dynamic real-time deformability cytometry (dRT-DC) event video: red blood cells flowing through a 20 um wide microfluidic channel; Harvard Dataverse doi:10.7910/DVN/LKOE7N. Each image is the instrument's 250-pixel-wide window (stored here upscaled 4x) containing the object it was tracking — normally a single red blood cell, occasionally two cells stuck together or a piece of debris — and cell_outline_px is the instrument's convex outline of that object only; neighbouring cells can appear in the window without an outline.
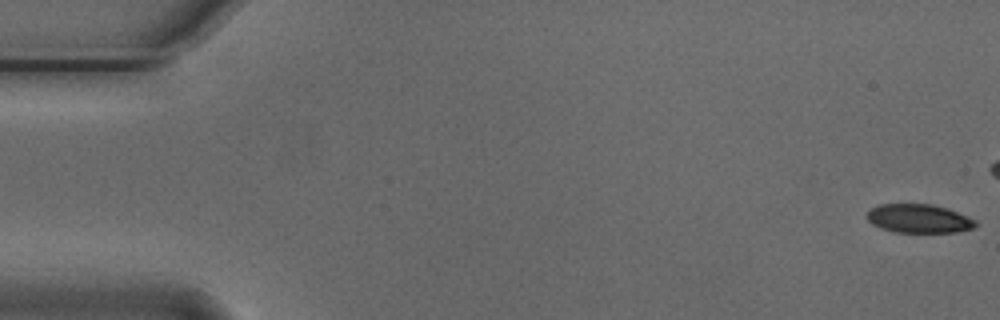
{"species": "Egyptian fruit bat (a non-hibernating species)", "species_latin": "Rousettus aegyptiacus", "temperature_condition": "cold", "stored_images_in_passage": 45, "camera_frame_rate_fps": 3000, "um_per_image_px": 0.085, "animal": {"sex": "male"}, "frame": {"image": 1, "passage_image": 1, "time_ms": 0.0, "image_size_px": [1000, 320], "cell_outline_px": [[976, 224], [972, 228], [956, 232], [892, 232], [880, 228], [872, 224], [868, 220], [868, 212], [872, 208], [880, 204], [932, 204], [956, 212], [976, 220]], "centroid_in_image_um": [78.07, 18.58], "position_along_channel_um": 6.9, "area_um2": 17.92}}
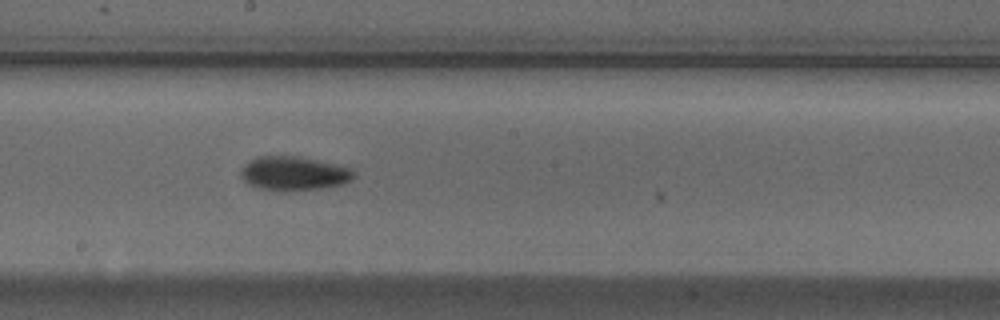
{"frame": {"image": 2, "passage_image": 30, "time_ms": 9.667, "image_size_px": [1000, 320], "cell_outline_px": [[356, 172], [352, 180], [344, 184], [324, 188], [280, 192], [256, 188], [248, 184], [240, 176], [240, 172], [244, 164], [260, 156], [300, 156], [352, 168]], "centroid_in_image_um": [24.99, 14.76], "position_along_channel_um": 223.2, "area_um2": 22.77}}
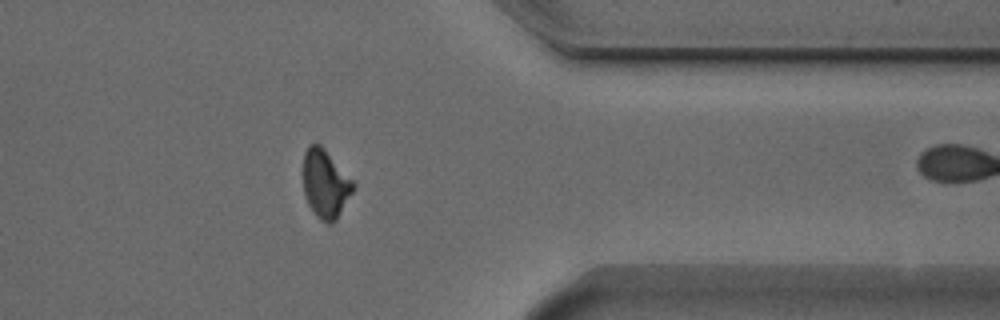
{"frame": {"image": 3, "passage_image": 44, "time_ms": 14.333, "image_size_px": [1000, 320], "cell_outline_px": [[356, 184], [352, 192], [336, 220], [332, 224], [328, 224], [320, 220], [316, 216], [308, 204], [304, 192], [304, 152], [308, 144], [320, 144], [324, 148]], "centroid_in_image_um": [27.65, 15.63], "position_along_channel_um": 383.7, "area_um2": 19.77}}